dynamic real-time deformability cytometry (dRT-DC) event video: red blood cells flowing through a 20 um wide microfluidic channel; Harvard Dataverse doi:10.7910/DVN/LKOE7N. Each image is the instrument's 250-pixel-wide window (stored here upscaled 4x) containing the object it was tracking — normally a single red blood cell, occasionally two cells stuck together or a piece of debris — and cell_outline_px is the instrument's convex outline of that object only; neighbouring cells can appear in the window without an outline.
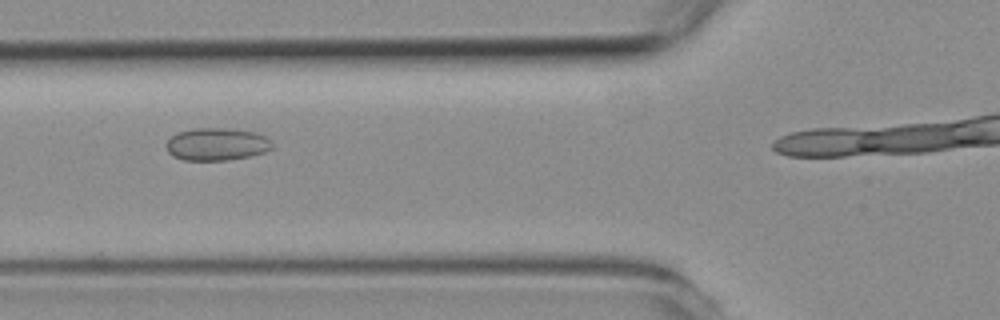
{"species": "common noctule bat (a hibernating species)", "species_latin": "Nyctalus noctula", "temperature_condition": "room temperature", "stored_images_in_passage": 5, "camera_frame_rate_fps": 3000, "um_per_image_px": 0.085, "animal": {"sex": "female", "body_mass_g": 19.3, "forearm_length_mm": 54.1}, "frame": {"image": 1, "passage_image": 3, "time_ms": 2.333, "image_size_px": [1000, 320], "cell_outline_px": [[272, 148], [264, 152], [248, 156], [228, 160], [184, 160], [172, 156], [168, 152], [164, 144], [176, 132], [192, 128], [228, 128], [252, 132], [264, 136], [272, 140]], "centroid_in_image_um": [18.37, 12.25], "position_along_channel_um": 107.4, "area_um2": 20.17}}